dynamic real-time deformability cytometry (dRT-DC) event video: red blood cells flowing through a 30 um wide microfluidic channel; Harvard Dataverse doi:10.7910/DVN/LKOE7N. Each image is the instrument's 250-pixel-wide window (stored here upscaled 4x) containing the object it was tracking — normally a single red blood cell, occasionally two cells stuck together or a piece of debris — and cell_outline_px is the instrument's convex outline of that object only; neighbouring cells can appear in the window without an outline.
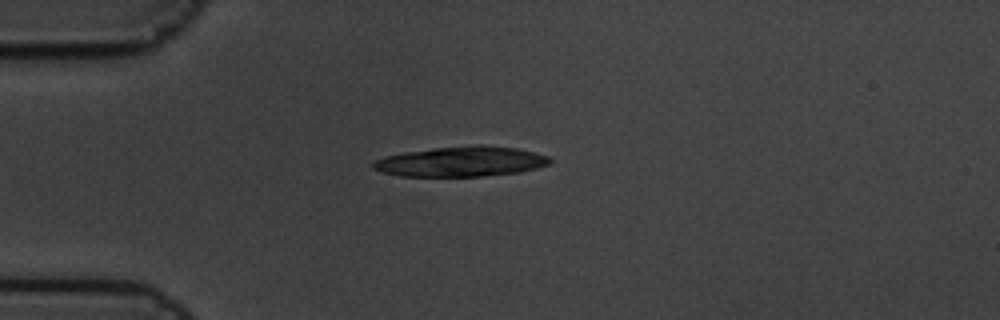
{"species": "common noctule bat (a hibernating species)", "species_latin": "Nyctalus noctula", "temperature_condition": "cold", "stored_images_in_passage": 4, "camera_frame_rate_fps": 3000, "um_per_image_px": 0.085, "animal": {"sex": "male", "body_mass_g": 19.5, "forearm_length_mm": 54.6}, "frame": {"image": 1, "passage_image": 1, "time_ms": 0.0, "image_size_px": [1000, 320], "cell_outline_px": [[552, 164], [520, 172], [480, 176], [400, 176], [384, 172], [372, 168], [372, 160], [384, 156], [404, 152], [432, 148], [476, 144], [480, 144], [516, 148], [548, 156], [552, 160]], "centroid_in_image_um": [39.18, 13.72], "position_along_channel_um": 45.8, "area_um2": 31.15}}